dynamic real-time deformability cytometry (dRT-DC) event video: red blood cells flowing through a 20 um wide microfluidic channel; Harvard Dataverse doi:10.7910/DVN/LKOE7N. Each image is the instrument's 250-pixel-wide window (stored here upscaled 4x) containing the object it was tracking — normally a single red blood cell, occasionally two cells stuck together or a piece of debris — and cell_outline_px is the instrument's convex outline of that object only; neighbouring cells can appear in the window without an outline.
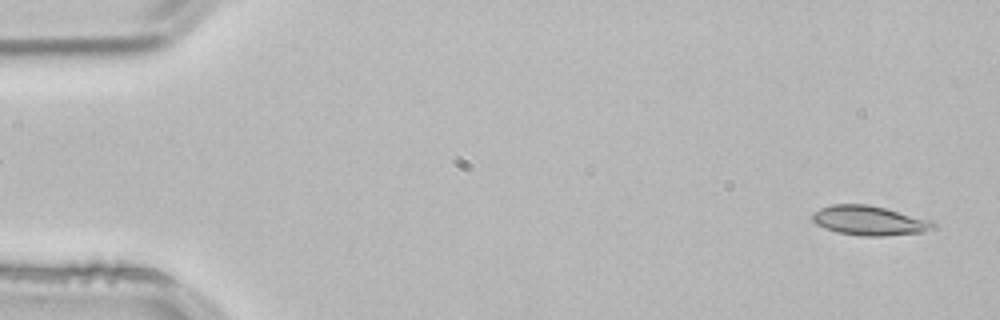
{"species": "common noctule bat (a hibernating species)", "species_latin": "Nyctalus noctula", "temperature_condition": "room temperature", "stored_images_in_passage": 52, "camera_frame_rate_fps": 3000, "um_per_image_px": 0.085, "animal": {"sex": "male", "body_mass_g": 21.5, "forearm_length_mm": 52.0}, "frame": {"image": 1, "passage_image": 2, "time_ms": 0.333, "image_size_px": [1000, 320], "cell_outline_px": [[936, 228], [924, 232], [884, 236], [860, 236], [836, 232], [824, 228], [816, 224], [812, 220], [812, 212], [820, 208], [832, 204], [868, 204], [932, 220], [936, 224]], "centroid_in_image_um": [73.89, 18.75], "position_along_channel_um": 11.1, "area_um2": 20.98}}
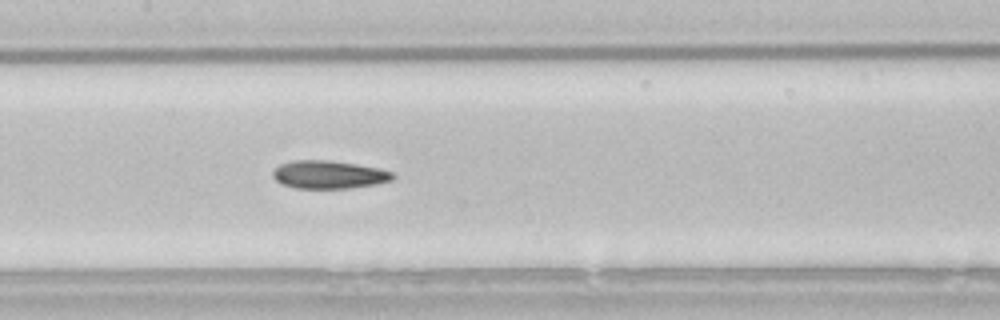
{"frame": {"image": 2, "passage_image": 25, "time_ms": 8.0, "image_size_px": [1000, 320], "cell_outline_px": [[396, 176], [392, 180], [376, 184], [348, 188], [296, 188], [284, 184], [276, 180], [272, 176], [272, 172], [280, 164], [292, 160], [332, 160], [356, 164], [376, 168], [392, 172]], "centroid_in_image_um": [27.94, 14.83], "position_along_channel_um": 179.5, "area_um2": 19.48}}
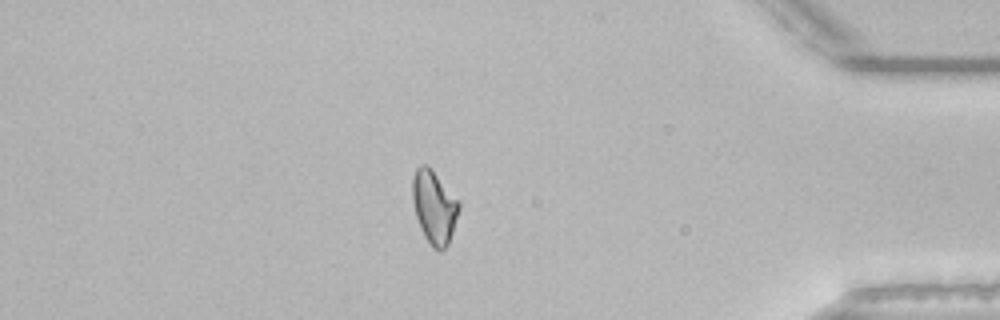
{"frame": {"image": 3, "passage_image": 45, "time_ms": 14.667, "image_size_px": [1000, 320], "cell_outline_px": [[460, 208], [448, 244], [440, 252], [432, 248], [424, 236], [420, 228], [416, 216], [412, 200], [412, 176], [416, 168], [420, 164], [424, 164], [436, 176], [460, 204]], "centroid_in_image_um": [36.87, 17.65], "position_along_channel_um": 398.3, "area_um2": 19.31}, "authors_computed_cell_mechanics": {"area_um2": 19.5075, "velocity_mm_per_s": 3.8464, "shape_relaxation_time_tau1_ms": null, "shape_relaxation_time_tau2_ms": 2.2944, "deformation_change_tau1": null, "deformation_change_tau2": 0.0802}}